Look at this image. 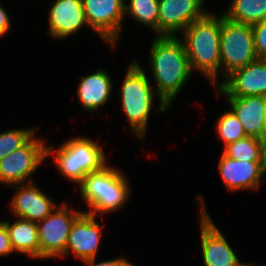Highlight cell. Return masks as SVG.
<instances>
[{
	"mask_svg": "<svg viewBox=\"0 0 266 266\" xmlns=\"http://www.w3.org/2000/svg\"><path fill=\"white\" fill-rule=\"evenodd\" d=\"M149 48L153 87L170 108L193 75L185 47L180 36H155Z\"/></svg>",
	"mask_w": 266,
	"mask_h": 266,
	"instance_id": "obj_1",
	"label": "cell"
},
{
	"mask_svg": "<svg viewBox=\"0 0 266 266\" xmlns=\"http://www.w3.org/2000/svg\"><path fill=\"white\" fill-rule=\"evenodd\" d=\"M218 15L207 12L201 19L191 23L180 38L192 73L198 71L215 87L219 81L218 75L221 76V14Z\"/></svg>",
	"mask_w": 266,
	"mask_h": 266,
	"instance_id": "obj_2",
	"label": "cell"
},
{
	"mask_svg": "<svg viewBox=\"0 0 266 266\" xmlns=\"http://www.w3.org/2000/svg\"><path fill=\"white\" fill-rule=\"evenodd\" d=\"M131 60L119 88L120 105L126 115L131 134L144 142L148 120L155 103L154 98L158 99V111L162 114L168 111L169 107L157 95L140 61L136 58Z\"/></svg>",
	"mask_w": 266,
	"mask_h": 266,
	"instance_id": "obj_3",
	"label": "cell"
},
{
	"mask_svg": "<svg viewBox=\"0 0 266 266\" xmlns=\"http://www.w3.org/2000/svg\"><path fill=\"white\" fill-rule=\"evenodd\" d=\"M130 180L118 168L105 165L91 172L79 183L78 192L89 210L84 212L98 216L115 213L128 204L131 195Z\"/></svg>",
	"mask_w": 266,
	"mask_h": 266,
	"instance_id": "obj_4",
	"label": "cell"
},
{
	"mask_svg": "<svg viewBox=\"0 0 266 266\" xmlns=\"http://www.w3.org/2000/svg\"><path fill=\"white\" fill-rule=\"evenodd\" d=\"M54 147L47 143V158L54 155L56 169L72 184H79L86 175L101 170L109 162L103 147L86 136L70 138Z\"/></svg>",
	"mask_w": 266,
	"mask_h": 266,
	"instance_id": "obj_5",
	"label": "cell"
},
{
	"mask_svg": "<svg viewBox=\"0 0 266 266\" xmlns=\"http://www.w3.org/2000/svg\"><path fill=\"white\" fill-rule=\"evenodd\" d=\"M220 56L222 81L258 59L252 25L232 22L221 13Z\"/></svg>",
	"mask_w": 266,
	"mask_h": 266,
	"instance_id": "obj_6",
	"label": "cell"
},
{
	"mask_svg": "<svg viewBox=\"0 0 266 266\" xmlns=\"http://www.w3.org/2000/svg\"><path fill=\"white\" fill-rule=\"evenodd\" d=\"M36 133L20 148L0 160V184L10 187L34 182L33 176L47 159V141Z\"/></svg>",
	"mask_w": 266,
	"mask_h": 266,
	"instance_id": "obj_7",
	"label": "cell"
},
{
	"mask_svg": "<svg viewBox=\"0 0 266 266\" xmlns=\"http://www.w3.org/2000/svg\"><path fill=\"white\" fill-rule=\"evenodd\" d=\"M62 202L51 214L37 223L40 260L60 258L64 254L71 227L84 212L70 208L66 201Z\"/></svg>",
	"mask_w": 266,
	"mask_h": 266,
	"instance_id": "obj_8",
	"label": "cell"
},
{
	"mask_svg": "<svg viewBox=\"0 0 266 266\" xmlns=\"http://www.w3.org/2000/svg\"><path fill=\"white\" fill-rule=\"evenodd\" d=\"M82 4L88 27L114 49L123 31L125 0H82Z\"/></svg>",
	"mask_w": 266,
	"mask_h": 266,
	"instance_id": "obj_9",
	"label": "cell"
},
{
	"mask_svg": "<svg viewBox=\"0 0 266 266\" xmlns=\"http://www.w3.org/2000/svg\"><path fill=\"white\" fill-rule=\"evenodd\" d=\"M199 208V227L201 240V254L204 266H239V257L237 256L231 244L226 240L223 233L215 225L209 215L205 198L197 194Z\"/></svg>",
	"mask_w": 266,
	"mask_h": 266,
	"instance_id": "obj_10",
	"label": "cell"
},
{
	"mask_svg": "<svg viewBox=\"0 0 266 266\" xmlns=\"http://www.w3.org/2000/svg\"><path fill=\"white\" fill-rule=\"evenodd\" d=\"M206 0H159L158 36H172L183 32L191 23L208 11Z\"/></svg>",
	"mask_w": 266,
	"mask_h": 266,
	"instance_id": "obj_11",
	"label": "cell"
},
{
	"mask_svg": "<svg viewBox=\"0 0 266 266\" xmlns=\"http://www.w3.org/2000/svg\"><path fill=\"white\" fill-rule=\"evenodd\" d=\"M218 96H265L266 59H256L245 67L235 70L215 88Z\"/></svg>",
	"mask_w": 266,
	"mask_h": 266,
	"instance_id": "obj_12",
	"label": "cell"
},
{
	"mask_svg": "<svg viewBox=\"0 0 266 266\" xmlns=\"http://www.w3.org/2000/svg\"><path fill=\"white\" fill-rule=\"evenodd\" d=\"M217 169L227 190L232 193L259 190L266 180V162L234 160L222 153Z\"/></svg>",
	"mask_w": 266,
	"mask_h": 266,
	"instance_id": "obj_13",
	"label": "cell"
},
{
	"mask_svg": "<svg viewBox=\"0 0 266 266\" xmlns=\"http://www.w3.org/2000/svg\"><path fill=\"white\" fill-rule=\"evenodd\" d=\"M96 215L83 212L73 223L66 250L60 258L72 253L79 260L96 258L101 243L102 229Z\"/></svg>",
	"mask_w": 266,
	"mask_h": 266,
	"instance_id": "obj_14",
	"label": "cell"
},
{
	"mask_svg": "<svg viewBox=\"0 0 266 266\" xmlns=\"http://www.w3.org/2000/svg\"><path fill=\"white\" fill-rule=\"evenodd\" d=\"M10 187L16 190L9 204L14 217L38 223L59 205L34 182Z\"/></svg>",
	"mask_w": 266,
	"mask_h": 266,
	"instance_id": "obj_15",
	"label": "cell"
},
{
	"mask_svg": "<svg viewBox=\"0 0 266 266\" xmlns=\"http://www.w3.org/2000/svg\"><path fill=\"white\" fill-rule=\"evenodd\" d=\"M48 35L63 40L88 27L82 0H54L48 13Z\"/></svg>",
	"mask_w": 266,
	"mask_h": 266,
	"instance_id": "obj_16",
	"label": "cell"
},
{
	"mask_svg": "<svg viewBox=\"0 0 266 266\" xmlns=\"http://www.w3.org/2000/svg\"><path fill=\"white\" fill-rule=\"evenodd\" d=\"M113 84L110 73L101 68L86 76H80L76 93L83 110L91 113L98 112L101 106L108 103Z\"/></svg>",
	"mask_w": 266,
	"mask_h": 266,
	"instance_id": "obj_17",
	"label": "cell"
},
{
	"mask_svg": "<svg viewBox=\"0 0 266 266\" xmlns=\"http://www.w3.org/2000/svg\"><path fill=\"white\" fill-rule=\"evenodd\" d=\"M229 109L242 124L246 136L262 141L264 115L266 111L265 96L235 97L225 96Z\"/></svg>",
	"mask_w": 266,
	"mask_h": 266,
	"instance_id": "obj_18",
	"label": "cell"
},
{
	"mask_svg": "<svg viewBox=\"0 0 266 266\" xmlns=\"http://www.w3.org/2000/svg\"><path fill=\"white\" fill-rule=\"evenodd\" d=\"M15 219L12 223L2 220L6 225L12 249L15 253L38 260L39 236L37 223L18 217Z\"/></svg>",
	"mask_w": 266,
	"mask_h": 266,
	"instance_id": "obj_19",
	"label": "cell"
},
{
	"mask_svg": "<svg viewBox=\"0 0 266 266\" xmlns=\"http://www.w3.org/2000/svg\"><path fill=\"white\" fill-rule=\"evenodd\" d=\"M222 14L238 24L254 25L266 19V0H230Z\"/></svg>",
	"mask_w": 266,
	"mask_h": 266,
	"instance_id": "obj_20",
	"label": "cell"
},
{
	"mask_svg": "<svg viewBox=\"0 0 266 266\" xmlns=\"http://www.w3.org/2000/svg\"><path fill=\"white\" fill-rule=\"evenodd\" d=\"M222 153L234 160L266 162V146L255 137L246 136L224 146Z\"/></svg>",
	"mask_w": 266,
	"mask_h": 266,
	"instance_id": "obj_21",
	"label": "cell"
},
{
	"mask_svg": "<svg viewBox=\"0 0 266 266\" xmlns=\"http://www.w3.org/2000/svg\"><path fill=\"white\" fill-rule=\"evenodd\" d=\"M125 0V16L145 25L158 36L159 0Z\"/></svg>",
	"mask_w": 266,
	"mask_h": 266,
	"instance_id": "obj_22",
	"label": "cell"
},
{
	"mask_svg": "<svg viewBox=\"0 0 266 266\" xmlns=\"http://www.w3.org/2000/svg\"><path fill=\"white\" fill-rule=\"evenodd\" d=\"M215 128L224 146L246 137L242 124L230 109L218 117Z\"/></svg>",
	"mask_w": 266,
	"mask_h": 266,
	"instance_id": "obj_23",
	"label": "cell"
},
{
	"mask_svg": "<svg viewBox=\"0 0 266 266\" xmlns=\"http://www.w3.org/2000/svg\"><path fill=\"white\" fill-rule=\"evenodd\" d=\"M39 129L31 126L28 128H15L0 133V160L7 154L22 147Z\"/></svg>",
	"mask_w": 266,
	"mask_h": 266,
	"instance_id": "obj_24",
	"label": "cell"
},
{
	"mask_svg": "<svg viewBox=\"0 0 266 266\" xmlns=\"http://www.w3.org/2000/svg\"><path fill=\"white\" fill-rule=\"evenodd\" d=\"M255 51L259 59H266V19L252 25Z\"/></svg>",
	"mask_w": 266,
	"mask_h": 266,
	"instance_id": "obj_25",
	"label": "cell"
},
{
	"mask_svg": "<svg viewBox=\"0 0 266 266\" xmlns=\"http://www.w3.org/2000/svg\"><path fill=\"white\" fill-rule=\"evenodd\" d=\"M97 258L93 259H87V260H81L80 262H83L85 264L84 266H135L132 262H130L128 259H126L123 256L116 257L113 259L103 260L99 263L96 262Z\"/></svg>",
	"mask_w": 266,
	"mask_h": 266,
	"instance_id": "obj_26",
	"label": "cell"
},
{
	"mask_svg": "<svg viewBox=\"0 0 266 266\" xmlns=\"http://www.w3.org/2000/svg\"><path fill=\"white\" fill-rule=\"evenodd\" d=\"M12 253L14 250L11 247L6 225L0 220V257H7Z\"/></svg>",
	"mask_w": 266,
	"mask_h": 266,
	"instance_id": "obj_27",
	"label": "cell"
},
{
	"mask_svg": "<svg viewBox=\"0 0 266 266\" xmlns=\"http://www.w3.org/2000/svg\"><path fill=\"white\" fill-rule=\"evenodd\" d=\"M11 28V18L0 2V39L7 35Z\"/></svg>",
	"mask_w": 266,
	"mask_h": 266,
	"instance_id": "obj_28",
	"label": "cell"
},
{
	"mask_svg": "<svg viewBox=\"0 0 266 266\" xmlns=\"http://www.w3.org/2000/svg\"><path fill=\"white\" fill-rule=\"evenodd\" d=\"M262 142L266 146V111L264 115V125H263V133H262Z\"/></svg>",
	"mask_w": 266,
	"mask_h": 266,
	"instance_id": "obj_29",
	"label": "cell"
},
{
	"mask_svg": "<svg viewBox=\"0 0 266 266\" xmlns=\"http://www.w3.org/2000/svg\"><path fill=\"white\" fill-rule=\"evenodd\" d=\"M239 266H258V265H256V263L254 264V263H241Z\"/></svg>",
	"mask_w": 266,
	"mask_h": 266,
	"instance_id": "obj_30",
	"label": "cell"
}]
</instances>
